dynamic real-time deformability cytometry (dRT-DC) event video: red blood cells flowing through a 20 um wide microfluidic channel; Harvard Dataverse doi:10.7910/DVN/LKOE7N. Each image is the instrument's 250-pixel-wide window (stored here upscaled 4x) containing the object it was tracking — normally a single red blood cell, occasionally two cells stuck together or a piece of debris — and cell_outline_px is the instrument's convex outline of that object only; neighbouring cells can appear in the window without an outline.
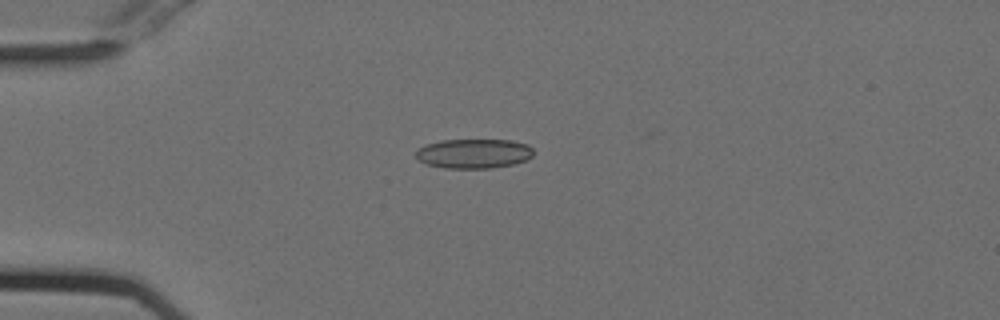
{"species": "Egyptian fruit bat (a non-hibernating species)", "species_latin": "Rousettus aegyptiacus", "temperature_condition": "cold", "stored_images_in_passage": 41, "camera_frame_rate_fps": 3000, "um_per_image_px": 0.085, "animal": {"sex": "female"}, "frame": {"image": 1, "passage_image": 1, "time_ms": 0.0, "image_size_px": [1000, 320], "cell_outline_px": [[532, 156], [516, 164], [488, 168], [444, 168], [428, 164], [420, 160], [416, 156], [416, 152], [420, 148], [428, 144], [440, 140], [512, 140], [528, 144], [532, 148]], "centroid_in_image_um": [40.3, 13.05], "position_along_channel_um": 44.7, "area_um2": 20.06}}
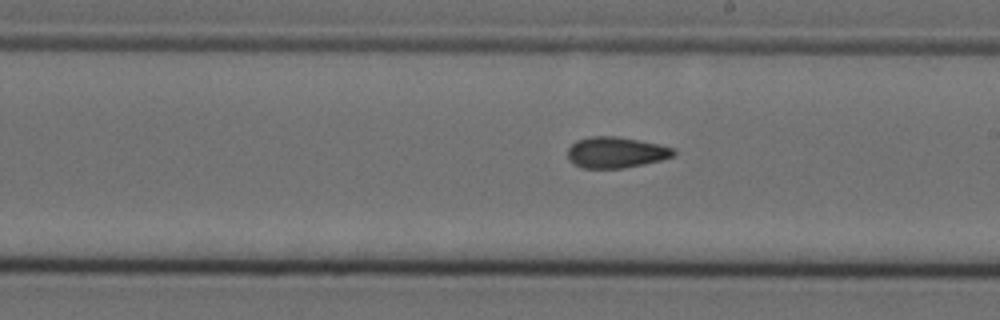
{"frame": {"image": 2, "passage_image": 18, "time_ms": 5.667, "image_size_px": [1000, 320], "cell_outline_px": [[676, 152], [672, 156], [660, 160], [644, 164], [624, 168], [580, 168], [572, 164], [568, 160], [568, 148], [576, 140], [592, 136], [616, 136], [660, 144], [676, 148]], "centroid_in_image_um": [52.33, 12.96], "position_along_channel_um": 236.7, "area_um2": 19.31}}
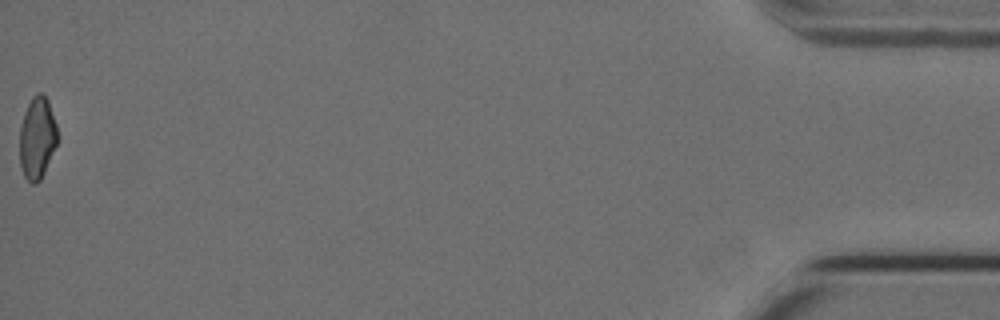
{"frame": {"image": 3, "passage_image": 41, "time_ms": 13.333, "image_size_px": [1000, 320], "cell_outline_px": [[56, 144], [44, 172], [40, 180], [36, 184], [32, 184], [24, 176], [20, 164], [20, 128], [24, 112], [32, 96], [36, 92], [40, 92], [48, 100], [56, 124]], "centroid_in_image_um": [3.14, 11.71], "position_along_channel_um": 432.1, "area_um2": 17.8}, "authors_computed_cell_mechanics": {"area_um2": 19.0162, "velocity_mm_per_s": 3.7858, "shape_relaxation_time_tau1_ms": null, "shape_relaxation_time_tau2_ms": 4.4474, "deformation_change_tau1": null, "deformation_change_tau2": 0.1098}}